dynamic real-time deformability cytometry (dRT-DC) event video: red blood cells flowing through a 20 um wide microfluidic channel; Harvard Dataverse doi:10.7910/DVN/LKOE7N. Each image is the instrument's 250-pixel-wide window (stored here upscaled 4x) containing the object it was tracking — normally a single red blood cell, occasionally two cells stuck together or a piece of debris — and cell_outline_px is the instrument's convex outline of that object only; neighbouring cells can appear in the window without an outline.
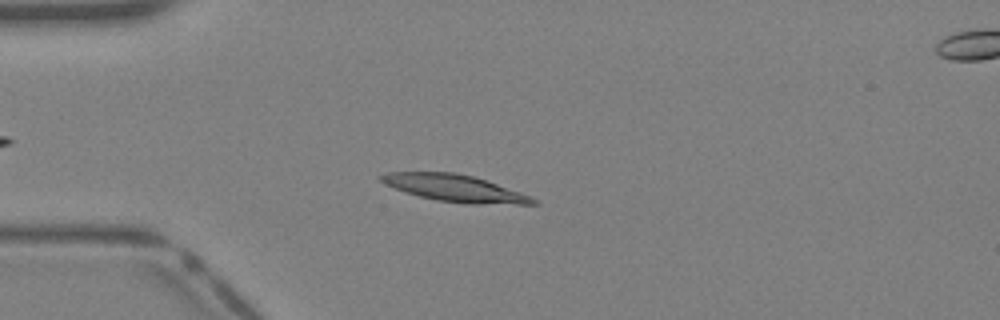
{"species": "Egyptian fruit bat (a non-hibernating species)", "species_latin": "Rousettus aegyptiacus", "temperature_condition": "warm", "stored_images_in_passage": 32, "camera_frame_rate_fps": 3000, "um_per_image_px": 0.085, "animal": {"sex": "female"}, "frame": {"image": 1, "passage_image": 11, "time_ms": 3.333, "image_size_px": [1000, 320], "cell_outline_px": [[540, 204], [464, 204], [436, 200], [404, 192], [384, 184], [376, 176], [384, 172], [456, 172], [472, 176], [520, 192], [536, 200]], "centroid_in_image_um": [38.58, 15.99], "position_along_channel_um": 46.4, "area_um2": 23.81}}
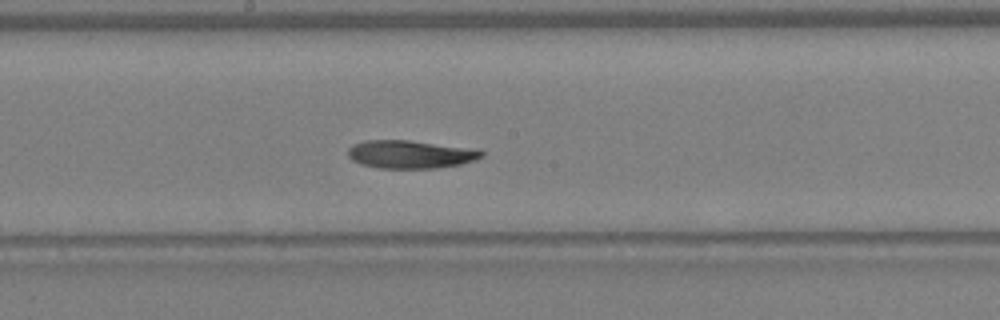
{"frame": {"image": 2, "passage_image": 22, "time_ms": 7.0, "image_size_px": [1000, 320], "cell_outline_px": [[484, 156], [476, 160], [460, 164], [436, 168], [380, 168], [360, 164], [352, 160], [348, 156], [348, 148], [352, 144], [364, 140], [408, 140], [480, 148], [484, 152]], "centroid_in_image_um": [34.93, 13.1], "position_along_channel_um": 213.3, "area_um2": 22.25}}
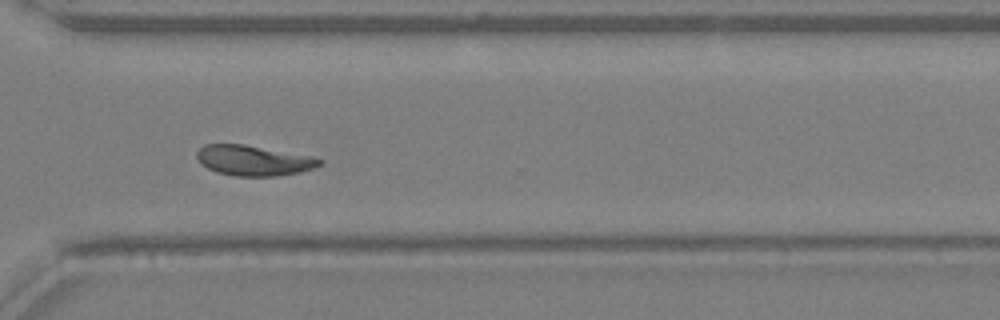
{"frame": {"image": 3, "passage_image": 30, "time_ms": 9.667, "image_size_px": [1000, 320], "cell_outline_px": [[324, 160], [320, 164], [312, 168], [300, 172], [276, 176], [232, 176], [216, 172], [200, 164], [196, 156], [196, 152], [204, 144], [244, 144], [312, 156]], "centroid_in_image_um": [21.52, 13.64], "position_along_channel_um": 349.1, "area_um2": 21.73}}